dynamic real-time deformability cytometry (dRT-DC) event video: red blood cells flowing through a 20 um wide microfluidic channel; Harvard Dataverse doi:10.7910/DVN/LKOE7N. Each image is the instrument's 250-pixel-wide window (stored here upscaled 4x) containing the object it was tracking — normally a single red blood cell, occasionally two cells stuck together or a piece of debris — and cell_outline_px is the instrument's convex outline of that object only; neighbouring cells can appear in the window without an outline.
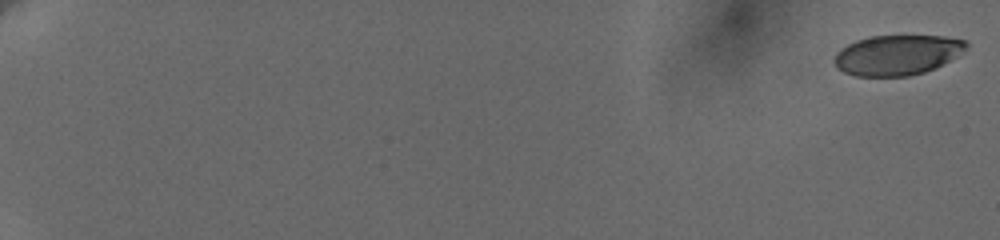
{"species": "human", "species_latin": "Homo sapiens", "temperature_condition": "cold", "stored_images_in_passage": 23, "camera_frame_rate_fps": 3000, "um_per_image_px": 0.085, "donor": {"sex": "female"}, "frame": {"image": 1, "passage_image": 1, "time_ms": 0.0, "image_size_px": [1000, 240], "cell_outline_px": [[968, 44], [964, 52], [924, 72], [908, 76], [856, 76], [844, 72], [836, 68], [832, 60], [836, 52], [840, 48], [856, 40], [872, 36], [944, 36], [964, 40]], "centroid_in_image_um": [76.2, 4.67], "position_along_channel_um": 8.8, "area_um2": 30.75}}